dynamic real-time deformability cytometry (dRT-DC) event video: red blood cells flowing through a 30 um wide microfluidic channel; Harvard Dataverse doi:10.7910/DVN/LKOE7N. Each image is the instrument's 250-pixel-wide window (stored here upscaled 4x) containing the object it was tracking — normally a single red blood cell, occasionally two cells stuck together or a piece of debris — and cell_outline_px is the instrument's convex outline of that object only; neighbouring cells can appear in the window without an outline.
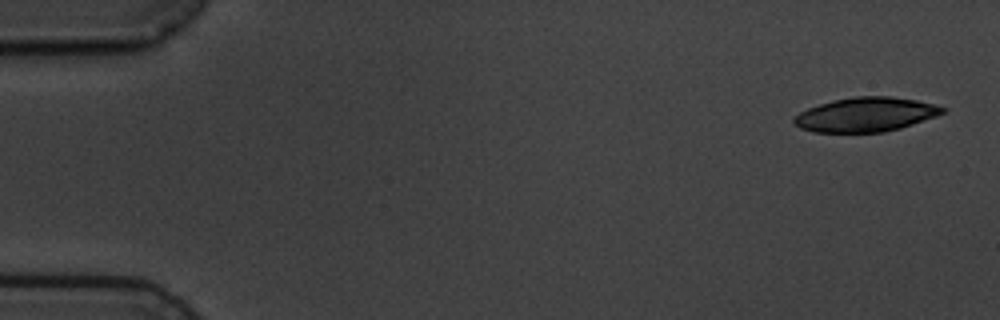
{"species": "common noctule bat (a hibernating species)", "species_latin": "Nyctalus noctula", "temperature_condition": "cold", "stored_images_in_passage": 4, "camera_frame_rate_fps": 3000, "um_per_image_px": 0.085, "animal": {"sex": "male", "body_mass_g": 19.5, "forearm_length_mm": 54.6}, "frame": {"image": 1, "passage_image": 1, "time_ms": 0.0, "image_size_px": [1000, 320], "cell_outline_px": [[948, 108], [944, 112], [936, 116], [900, 128], [884, 132], [812, 132], [800, 128], [792, 120], [800, 112], [808, 108], [820, 104], [836, 100], [856, 96], [892, 96], [916, 100]], "centroid_in_image_um": [73.6, 9.74], "position_along_channel_um": 11.4, "area_um2": 29.42}}